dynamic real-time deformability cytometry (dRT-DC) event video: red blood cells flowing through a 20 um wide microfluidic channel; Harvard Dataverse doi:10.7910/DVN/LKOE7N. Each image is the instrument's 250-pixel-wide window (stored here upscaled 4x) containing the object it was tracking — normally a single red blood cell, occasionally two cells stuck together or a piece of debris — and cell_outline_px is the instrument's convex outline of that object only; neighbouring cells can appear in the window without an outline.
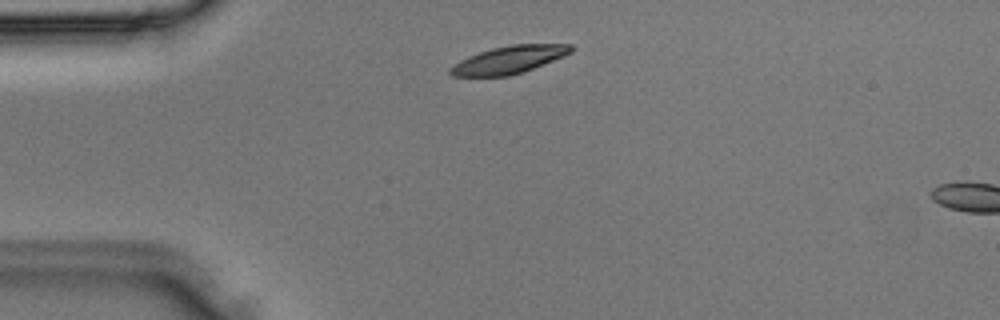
{"species": "Egyptian fruit bat (a non-hibernating species)", "species_latin": "Rousettus aegyptiacus", "temperature_condition": "room temperature", "stored_images_in_passage": 2, "camera_frame_rate_fps": 3000, "um_per_image_px": 0.085, "animal": {"sex": "male"}, "frame": {"image": 1, "passage_image": 1, "time_ms": 0.0, "image_size_px": [1000, 320], "cell_outline_px": [[576, 48], [572, 52], [564, 56], [532, 68], [508, 76], [452, 76], [448, 72], [448, 68], [460, 60], [468, 56], [492, 48], [512, 44], [572, 44]], "centroid_in_image_um": [43.26, 5.07], "position_along_channel_um": 41.7, "area_um2": 19.31}}